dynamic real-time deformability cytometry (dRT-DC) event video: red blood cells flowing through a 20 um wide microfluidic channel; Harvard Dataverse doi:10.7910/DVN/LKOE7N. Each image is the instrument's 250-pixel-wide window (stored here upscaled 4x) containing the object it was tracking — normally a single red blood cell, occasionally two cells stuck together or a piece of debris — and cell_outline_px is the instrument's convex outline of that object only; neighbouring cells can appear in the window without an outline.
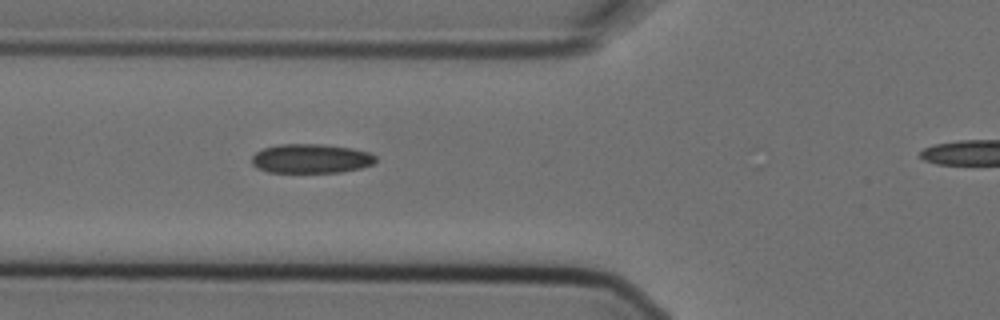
{"species": "Egyptian fruit bat (a non-hibernating species)", "species_latin": "Rousettus aegyptiacus", "temperature_condition": "cold", "stored_images_in_passage": 4, "segment_of_instrument_passage": [1, 2], "camera_frame_rate_fps": 3000, "um_per_image_px": 0.085, "animal": {"sex": "female"}, "frame": {"image": 1, "passage_image": 3, "time_ms": 0.667, "image_size_px": [1000, 320], "cell_outline_px": [[376, 160], [372, 164], [360, 168], [340, 172], [268, 172], [256, 168], [252, 164], [252, 156], [256, 152], [264, 148], [280, 144], [324, 144], [352, 148], [368, 152], [376, 156]], "centroid_in_image_um": [26.42, 13.47], "position_along_channel_um": 99.4, "area_um2": 21.1}}